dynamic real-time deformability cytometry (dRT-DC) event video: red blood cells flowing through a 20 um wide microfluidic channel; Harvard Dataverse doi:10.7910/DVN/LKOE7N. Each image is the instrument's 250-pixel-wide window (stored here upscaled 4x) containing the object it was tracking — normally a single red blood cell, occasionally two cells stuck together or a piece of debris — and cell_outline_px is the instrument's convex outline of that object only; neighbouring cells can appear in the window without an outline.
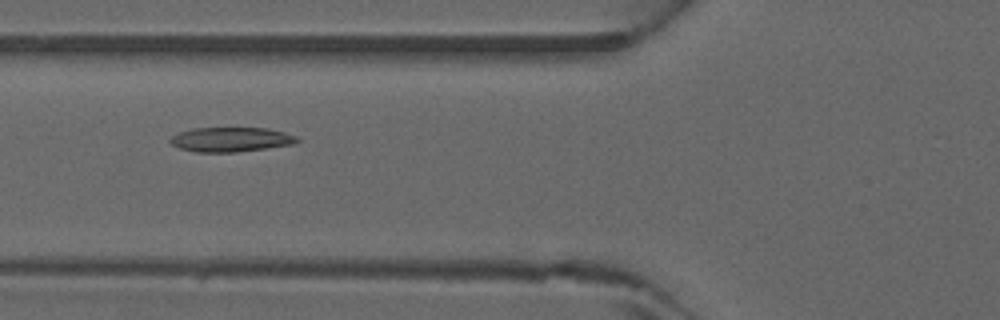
{"species": "common noctule bat (a hibernating species)", "species_latin": "Nyctalus noctula", "temperature_condition": "warm", "stored_images_in_passage": 5, "camera_frame_rate_fps": 3000, "um_per_image_px": 0.085, "animal": {"sex": "male", "forearm_length_mm": 52.5}, "frame": {"image": 1, "passage_image": 5, "time_ms": 1.333, "image_size_px": [1000, 320], "cell_outline_px": [[300, 140], [292, 144], [236, 152], [196, 152], [180, 148], [172, 144], [168, 140], [172, 136], [180, 132], [192, 128], [268, 128], [284, 132], [296, 136]], "centroid_in_image_um": [19.6, 11.85], "position_along_channel_um": 106.2, "area_um2": 17.98}}